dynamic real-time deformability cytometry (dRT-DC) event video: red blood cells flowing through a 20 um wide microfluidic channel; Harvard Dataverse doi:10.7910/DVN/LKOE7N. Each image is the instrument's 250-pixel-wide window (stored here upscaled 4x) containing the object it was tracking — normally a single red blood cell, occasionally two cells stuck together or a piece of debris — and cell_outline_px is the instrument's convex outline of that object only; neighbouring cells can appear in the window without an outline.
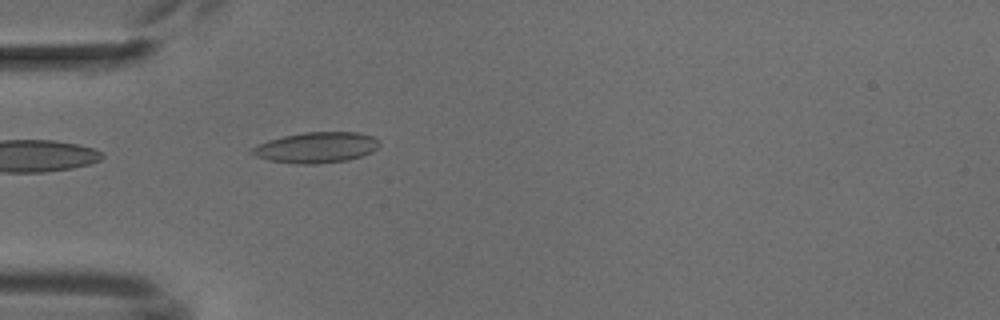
{"species": "common noctule bat (a hibernating species)", "species_latin": "Nyctalus noctula", "temperature_condition": "cold", "stored_images_in_passage": 5, "camera_frame_rate_fps": 3000, "um_per_image_px": 0.085, "animal": {"sex": "male", "body_mass_g": 18.8}, "frame": {"image": 1, "passage_image": 5, "time_ms": 4.667, "image_size_px": [1000, 320], "cell_outline_px": [[380, 144], [372, 152], [348, 160], [316, 164], [296, 164], [268, 160], [256, 156], [248, 152], [252, 148], [268, 140], [284, 136], [304, 132], [356, 132], [372, 136], [380, 140]], "centroid_in_image_um": [26.89, 12.54], "position_along_channel_um": 58.1, "area_um2": 22.77}}